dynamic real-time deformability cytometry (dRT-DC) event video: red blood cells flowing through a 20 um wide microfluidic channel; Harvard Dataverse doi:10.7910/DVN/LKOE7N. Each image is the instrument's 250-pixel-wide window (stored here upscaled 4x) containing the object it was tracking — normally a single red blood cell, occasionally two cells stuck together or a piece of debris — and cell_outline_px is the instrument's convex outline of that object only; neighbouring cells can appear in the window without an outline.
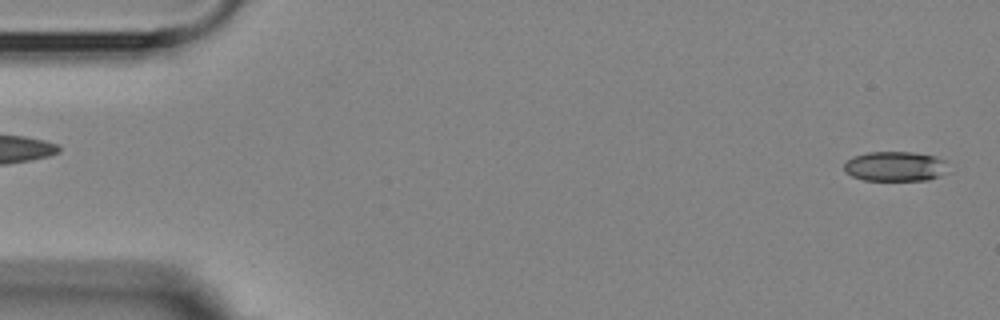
{"species": "Egyptian fruit bat (a non-hibernating species)", "species_latin": "Rousettus aegyptiacus", "temperature_condition": "room temperature", "stored_images_in_passage": 2, "segment_of_instrument_passage": [2, 2], "camera_frame_rate_fps": 3000, "um_per_image_px": 0.085, "animal": {"sex": "female"}, "frame": {"image": 1, "passage_image": 2, "time_ms": 1.333, "image_size_px": [1000, 320], "cell_outline_px": [[948, 172], [940, 176], [928, 180], [864, 180], [852, 176], [844, 172], [844, 164], [852, 156], [868, 152], [912, 152], [936, 156], [944, 160]], "centroid_in_image_um": [76.09, 14.14], "position_along_channel_um": 8.9, "area_um2": 18.21}}